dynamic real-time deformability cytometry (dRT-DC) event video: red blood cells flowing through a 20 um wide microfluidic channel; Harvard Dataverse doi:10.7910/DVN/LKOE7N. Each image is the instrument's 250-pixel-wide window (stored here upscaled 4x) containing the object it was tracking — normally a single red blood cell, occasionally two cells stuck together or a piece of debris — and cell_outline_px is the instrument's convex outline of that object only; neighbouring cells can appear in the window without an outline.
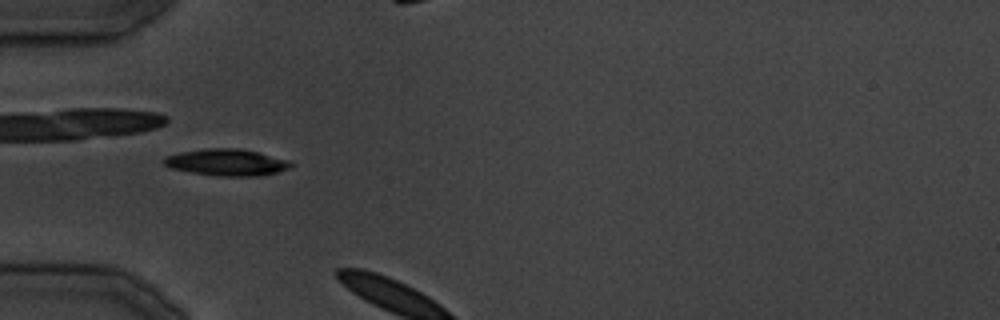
{"species": "common noctule bat (a hibernating species)", "species_latin": "Nyctalus noctula", "temperature_condition": "cold", "stored_images_in_passage": 7, "camera_frame_rate_fps": 3000, "um_per_image_px": 0.085, "animal": {"sex": "male", "body_mass_g": 19.5, "forearm_length_mm": 54.6}, "frame": {"image": 1, "passage_image": 6, "time_ms": 5.667, "image_size_px": [1000, 320], "cell_outline_px": [[296, 164], [288, 168], [276, 172], [256, 176], [220, 176], [192, 172], [172, 168], [164, 164], [164, 156], [180, 152], [208, 148], [240, 148], [260, 152], [292, 160]], "centroid_in_image_um": [19.34, 13.78], "position_along_channel_um": 65.7, "area_um2": 19.83}}